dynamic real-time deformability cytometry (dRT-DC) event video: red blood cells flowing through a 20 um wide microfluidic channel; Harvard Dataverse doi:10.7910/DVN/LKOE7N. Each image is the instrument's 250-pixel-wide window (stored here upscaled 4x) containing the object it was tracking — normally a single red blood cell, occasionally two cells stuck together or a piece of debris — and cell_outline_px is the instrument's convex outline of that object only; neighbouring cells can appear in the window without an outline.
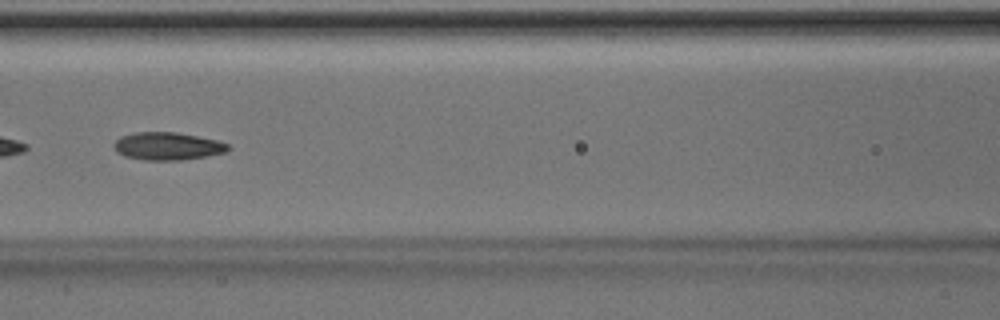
{"species": "Egyptian fruit bat (a non-hibernating species)", "species_latin": "Rousettus aegyptiacus", "temperature_condition": "room temperature", "stored_images_in_passage": 49, "segment_of_instrument_passage": [2, 2], "camera_frame_rate_fps": 3000, "um_per_image_px": 0.085, "animal": {"sex": "male"}, "frame": {"image": 1, "passage_image": 22, "time_ms": 7.0, "image_size_px": [1000, 320], "cell_outline_px": [[232, 148], [224, 152], [204, 156], [180, 160], [144, 160], [124, 156], [116, 152], [112, 144], [120, 136], [136, 132], [176, 132], [216, 140], [228, 144]], "centroid_in_image_um": [14.19, 12.42], "position_along_channel_um": 152.4, "area_um2": 18.38}}
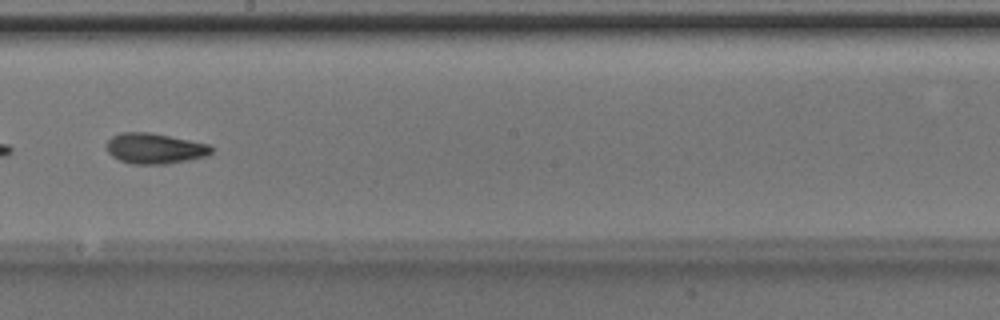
{"frame": {"image": 2, "passage_image": 28, "time_ms": 9.0, "image_size_px": [1000, 320], "cell_outline_px": [[212, 152], [208, 156], [168, 164], [132, 164], [120, 160], [112, 156], [108, 152], [108, 140], [112, 136], [120, 132], [148, 132], [208, 144], [212, 148]], "centroid_in_image_um": [13.15, 12.63], "position_along_channel_um": 235.0, "area_um2": 18.5}}
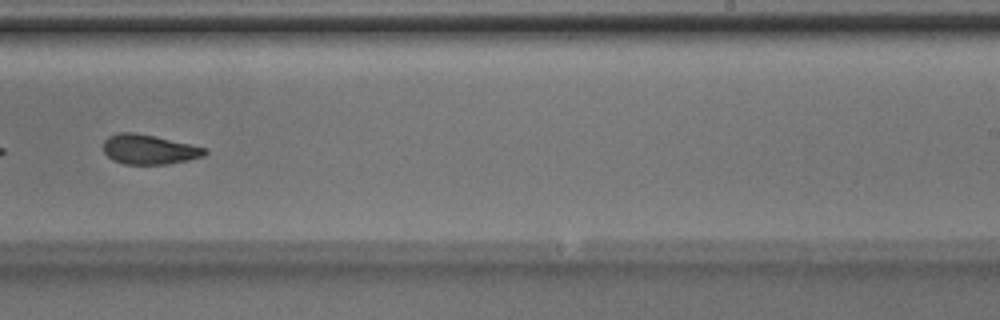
{"frame": {"image": 3, "passage_image": 31, "time_ms": 10.0, "image_size_px": [1000, 320], "cell_outline_px": [[208, 152], [204, 156], [188, 160], [168, 164], [124, 164], [112, 160], [104, 152], [104, 140], [108, 136], [116, 132], [132, 132], [152, 136], [208, 148]], "centroid_in_image_um": [12.66, 12.71], "position_along_channel_um": 276.3, "area_um2": 17.51}}